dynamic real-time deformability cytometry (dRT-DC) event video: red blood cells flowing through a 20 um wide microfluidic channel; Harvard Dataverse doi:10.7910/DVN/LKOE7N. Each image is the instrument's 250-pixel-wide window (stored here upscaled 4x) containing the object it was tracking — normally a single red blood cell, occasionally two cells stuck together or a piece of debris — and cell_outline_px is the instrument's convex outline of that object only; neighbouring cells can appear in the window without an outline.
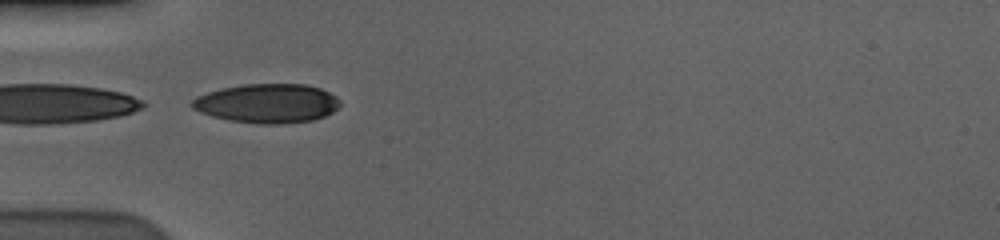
{"species": "human", "species_latin": "Homo sapiens", "temperature_condition": "cold", "stored_images_in_passage": 40, "camera_frame_rate_fps": 3000, "um_per_image_px": 0.085, "donor": {"sex": "male"}, "frame": {"image": 1, "passage_image": 1, "time_ms": 0.0, "image_size_px": [1000, 240], "cell_outline_px": [[340, 104], [332, 112], [324, 116], [312, 120], [284, 124], [256, 124], [228, 120], [212, 116], [200, 112], [192, 108], [188, 104], [196, 96], [220, 88], [244, 84], [304, 84], [320, 88], [336, 96], [340, 100]], "centroid_in_image_um": [22.68, 8.79], "position_along_channel_um": 62.3, "area_um2": 33.99}}
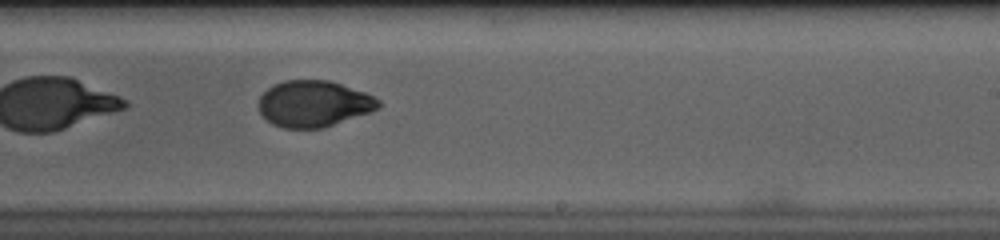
{"frame": {"image": 2, "passage_image": 18, "time_ms": 5.667, "image_size_px": [1000, 240], "cell_outline_px": [[380, 108], [324, 128], [284, 128], [272, 124], [260, 112], [256, 104], [260, 96], [272, 84], [284, 80], [328, 80], [364, 92], [380, 100]], "centroid_in_image_um": [26.63, 8.81], "position_along_channel_um": 262.4, "area_um2": 32.31}}
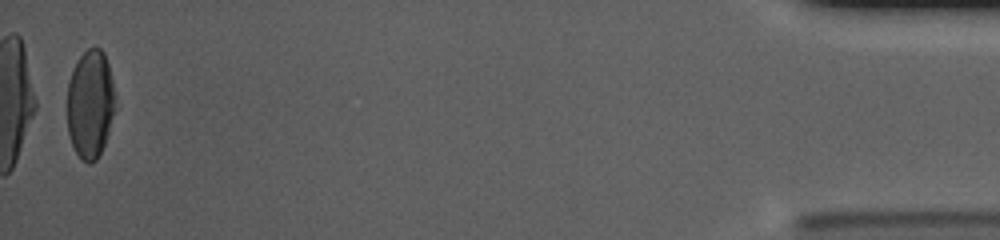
{"frame": {"image": 3, "passage_image": 39, "time_ms": 12.667, "image_size_px": [1000, 240], "cell_outline_px": [[112, 112], [108, 132], [104, 144], [96, 160], [88, 164], [80, 160], [72, 144], [68, 132], [68, 84], [76, 60], [88, 48], [100, 48], [104, 52], [108, 64], [112, 80]], "centroid_in_image_um": [7.63, 8.85], "position_along_channel_um": 427.6, "area_um2": 29.59}, "authors_computed_cell_mechanics": {"area_um2": 32.9171, "velocity_mm_per_s": 3.5983, "shape_relaxation_time_tau1_ms": 5.6906, "shape_relaxation_time_tau2_ms": 1.3666, "deformation_change_tau1": 0.1816, "deformation_change_tau2": 0.0413}}